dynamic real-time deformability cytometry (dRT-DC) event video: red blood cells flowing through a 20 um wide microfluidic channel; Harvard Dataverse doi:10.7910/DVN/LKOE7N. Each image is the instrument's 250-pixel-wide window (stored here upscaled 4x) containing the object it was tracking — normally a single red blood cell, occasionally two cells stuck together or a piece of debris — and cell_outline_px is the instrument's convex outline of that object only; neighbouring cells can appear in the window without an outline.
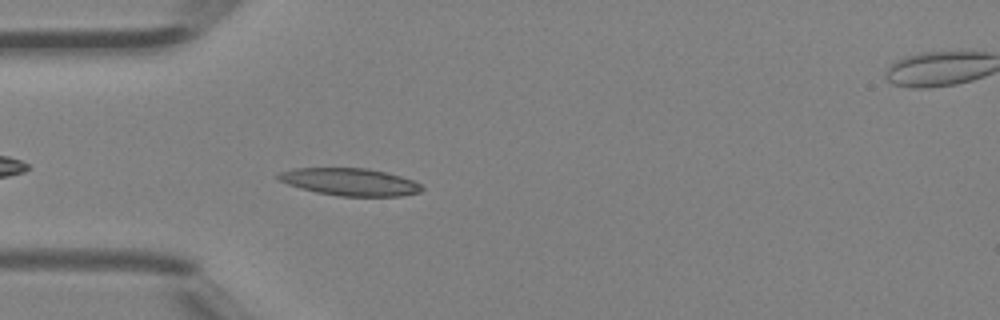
{"species": "Egyptian fruit bat (a non-hibernating species)", "species_latin": "Rousettus aegyptiacus", "temperature_condition": "room temperature", "stored_images_in_passage": 35, "camera_frame_rate_fps": 3000, "um_per_image_px": 0.085, "animal": {"sex": "female"}, "frame": {"image": 1, "passage_image": 3, "time_ms": 0.667, "image_size_px": [1000, 320], "cell_outline_px": [[424, 188], [420, 192], [400, 196], [340, 196], [316, 192], [300, 188], [288, 184], [280, 180], [276, 176], [280, 172], [292, 168], [368, 168], [388, 172], [412, 180], [420, 184]], "centroid_in_image_um": [29.75, 15.45], "position_along_channel_um": 55.3, "area_um2": 22.89}}
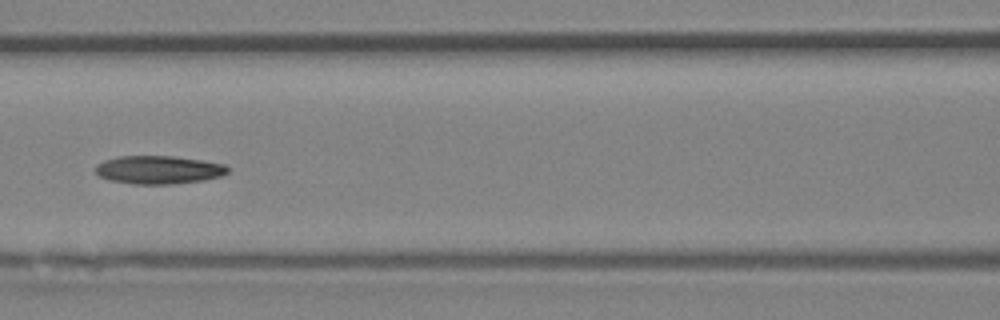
{"frame": {"image": 2, "passage_image": 10, "time_ms": 3.0, "image_size_px": [1000, 320], "cell_outline_px": [[228, 172], [220, 176], [204, 180], [172, 184], [132, 184], [108, 180], [100, 176], [96, 172], [96, 164], [104, 160], [116, 156], [172, 156], [200, 160], [224, 164], [228, 168]], "centroid_in_image_um": [13.44, 14.43], "position_along_channel_um": 153.2, "area_um2": 21.73}}
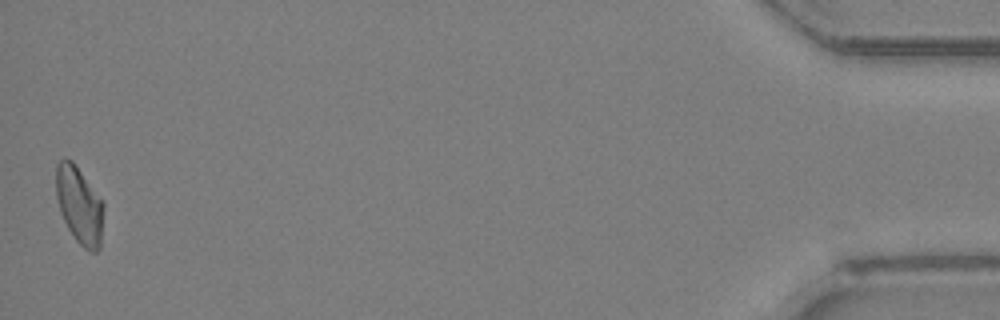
{"frame": {"image": 3, "passage_image": 35, "time_ms": 11.333, "image_size_px": [1000, 320], "cell_outline_px": [[104, 204], [100, 248], [96, 252], [88, 252], [76, 240], [68, 228], [60, 212], [56, 196], [56, 164], [64, 156], [72, 160], [104, 200]], "centroid_in_image_um": [6.76, 17.41], "position_along_channel_um": 428.4, "area_um2": 21.79}, "authors_computed_cell_mechanics": {"area_um2": 21.3282, "velocity_mm_per_s": 4.4563, "shape_relaxation_time_tau1_ms": 6.8202, "shape_relaxation_time_tau2_ms": 9.0659, "deformation_change_tau1": 0.1941, "deformation_change_tau2": 0.2024}}